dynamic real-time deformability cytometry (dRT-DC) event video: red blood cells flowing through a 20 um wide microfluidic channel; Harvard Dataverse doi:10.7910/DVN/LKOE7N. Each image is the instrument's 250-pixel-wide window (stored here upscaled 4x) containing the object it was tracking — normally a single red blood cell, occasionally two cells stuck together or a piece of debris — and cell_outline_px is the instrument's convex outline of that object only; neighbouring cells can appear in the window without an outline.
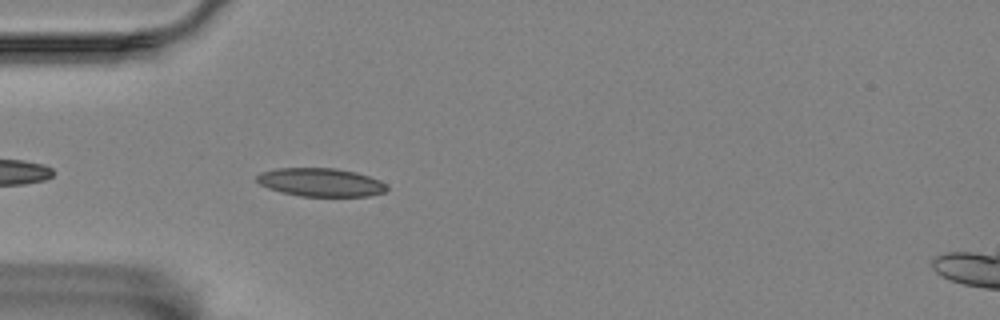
{"species": "Egyptian fruit bat (a non-hibernating species)", "species_latin": "Rousettus aegyptiacus", "temperature_condition": "room temperature", "stored_images_in_passage": 23, "camera_frame_rate_fps": 3000, "um_per_image_px": 0.085, "animal": {"sex": "female"}, "frame": {"image": 1, "passage_image": 4, "time_ms": 1.0, "image_size_px": [1000, 320], "cell_outline_px": [[388, 188], [384, 192], [368, 196], [300, 196], [280, 192], [268, 188], [260, 184], [256, 180], [256, 176], [260, 172], [280, 168], [336, 168], [356, 172], [380, 180], [388, 184]], "centroid_in_image_um": [27.26, 15.49], "position_along_channel_um": 57.7, "area_um2": 21.56}}
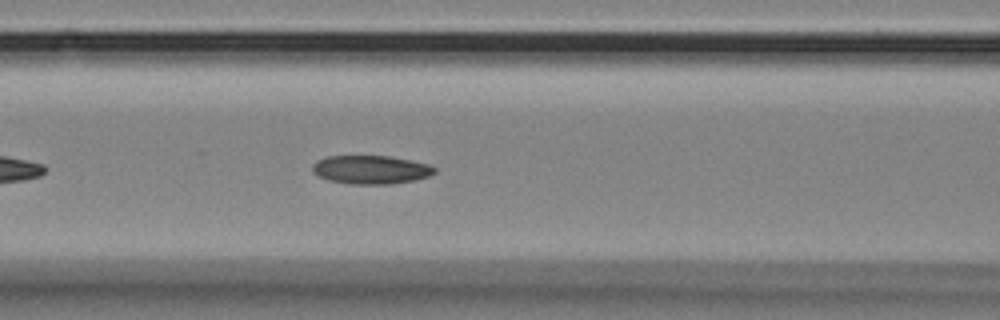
{"frame": {"image": 2, "passage_image": 11, "time_ms": 3.333, "image_size_px": [1000, 320], "cell_outline_px": [[436, 172], [428, 176], [416, 180], [392, 184], [352, 184], [328, 180], [312, 172], [312, 164], [316, 160], [328, 156], [388, 156], [428, 164], [436, 168]], "centroid_in_image_um": [31.51, 14.42], "position_along_channel_um": 135.1, "area_um2": 20.29}}
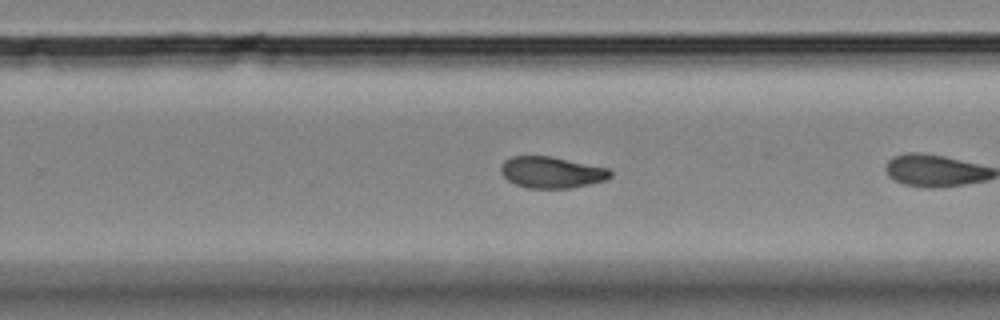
{"frame": {"image": 3, "passage_image": 21, "time_ms": 6.667, "image_size_px": [1000, 320], "cell_outline_px": [[612, 176], [604, 180], [572, 188], [528, 188], [516, 184], [508, 180], [500, 172], [500, 168], [504, 160], [512, 156], [552, 156], [608, 168], [612, 172]], "centroid_in_image_um": [46.87, 14.64], "position_along_channel_um": 282.9, "area_um2": 20.0}}